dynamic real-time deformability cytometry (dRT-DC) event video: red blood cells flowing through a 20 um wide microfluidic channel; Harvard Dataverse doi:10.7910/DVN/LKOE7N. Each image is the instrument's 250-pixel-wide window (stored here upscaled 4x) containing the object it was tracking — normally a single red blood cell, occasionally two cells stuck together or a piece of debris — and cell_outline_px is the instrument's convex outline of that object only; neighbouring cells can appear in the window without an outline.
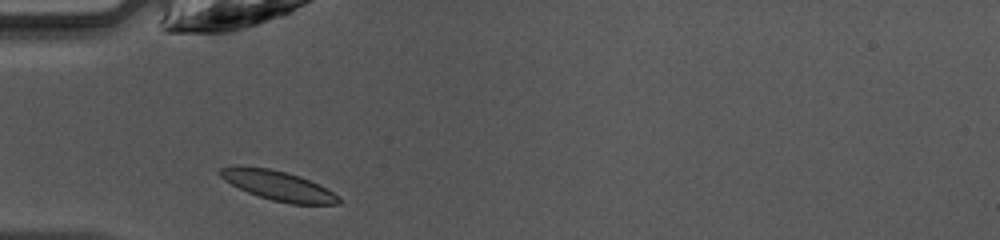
{"species": "common noctule bat (a hibernating species)", "species_latin": "Nyctalus noctula", "temperature_condition": "warm", "stored_images_in_passage": 33, "camera_frame_rate_fps": 3000, "um_per_image_px": 0.085, "animal": {"sex": "female", "body_mass_g": 10.0, "forearm_length_mm": 53.1}, "frame": {"image": 1, "passage_image": 1, "time_ms": 0.0, "image_size_px": [1000, 240], "cell_outline_px": [[340, 204], [292, 204], [272, 200], [248, 192], [224, 180], [216, 172], [220, 168], [268, 168], [300, 176], [340, 196]], "centroid_in_image_um": [23.68, 15.81], "position_along_channel_um": 61.3, "area_um2": 19.65}}
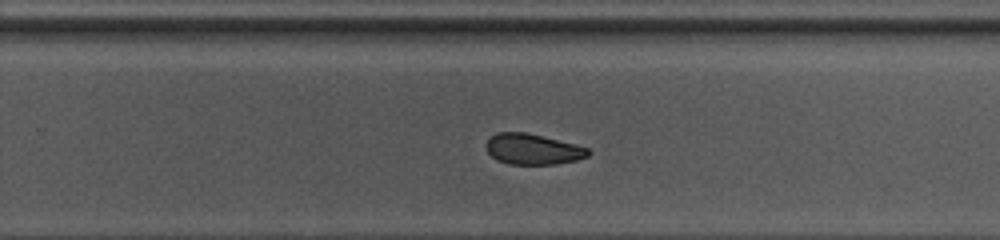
{"frame": {"image": 2, "passage_image": 17, "time_ms": 5.333, "image_size_px": [1000, 240], "cell_outline_px": [[592, 152], [588, 156], [576, 160], [556, 164], [508, 164], [496, 160], [488, 152], [484, 144], [496, 132], [524, 132], [576, 144], [588, 148]], "centroid_in_image_um": [45.28, 12.68], "position_along_channel_um": 284.5, "area_um2": 18.26}}
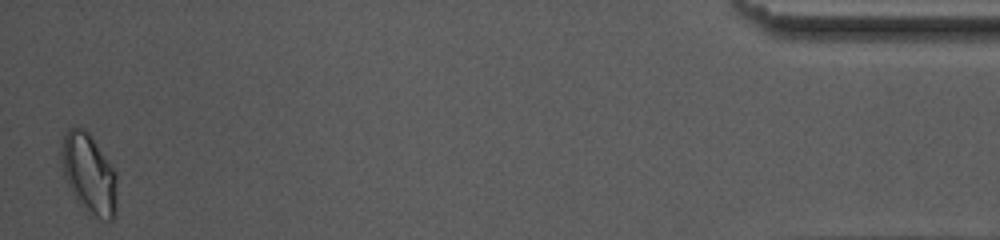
{"frame": {"image": 3, "passage_image": 33, "time_ms": 10.667, "image_size_px": [1000, 240], "cell_outline_px": [[116, 216], [112, 220], [108, 220], [96, 216], [80, 204], [76, 200], [64, 176], [60, 160], [60, 148], [64, 132], [68, 128], [84, 128], [88, 132], [116, 172]], "centroid_in_image_um": [7.54, 14.73], "position_along_channel_um": 427.7, "area_um2": 25.72}, "authors_computed_cell_mechanics": {"area_um2": 19.8832, "velocity_mm_per_s": 4.2202, "shape_relaxation_time_tau1_ms": 3.5046, "shape_relaxation_time_tau2_ms": 4.5526, "deformation_change_tau1": 0.1116, "deformation_change_tau2": 0.0969}}